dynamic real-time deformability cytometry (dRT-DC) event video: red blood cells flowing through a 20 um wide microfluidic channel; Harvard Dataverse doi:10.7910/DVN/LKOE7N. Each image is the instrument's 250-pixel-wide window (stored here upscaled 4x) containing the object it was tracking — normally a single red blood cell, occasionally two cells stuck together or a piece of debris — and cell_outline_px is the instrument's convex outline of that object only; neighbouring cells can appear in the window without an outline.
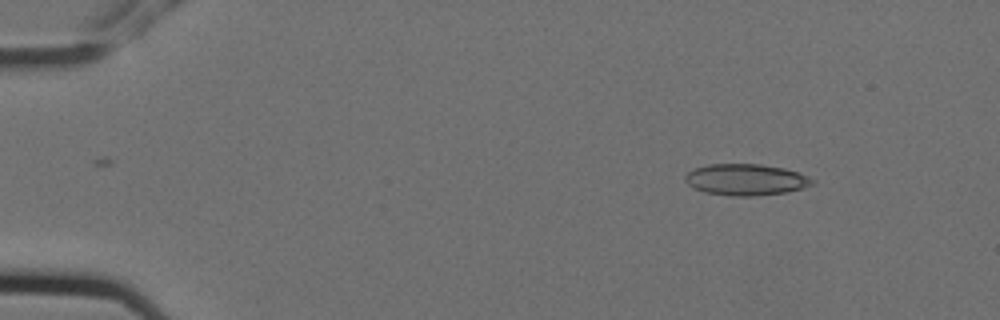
{"species": "Egyptian fruit bat (a non-hibernating species)", "species_latin": "Rousettus aegyptiacus", "temperature_condition": "cold", "stored_images_in_passage": 2, "camera_frame_rate_fps": 3000, "um_per_image_px": 0.085, "animal": {"sex": "female"}, "frame": {"image": 1, "passage_image": 2, "time_ms": 0.333, "image_size_px": [1000, 320], "cell_outline_px": [[816, 184], [804, 188], [784, 192], [756, 196], [732, 196], [704, 192], [688, 184], [684, 180], [684, 176], [692, 168], [708, 164], [760, 164], [784, 168], [800, 172], [816, 180]], "centroid_in_image_um": [63.43, 15.26], "position_along_channel_um": 21.6, "area_um2": 23.52}}